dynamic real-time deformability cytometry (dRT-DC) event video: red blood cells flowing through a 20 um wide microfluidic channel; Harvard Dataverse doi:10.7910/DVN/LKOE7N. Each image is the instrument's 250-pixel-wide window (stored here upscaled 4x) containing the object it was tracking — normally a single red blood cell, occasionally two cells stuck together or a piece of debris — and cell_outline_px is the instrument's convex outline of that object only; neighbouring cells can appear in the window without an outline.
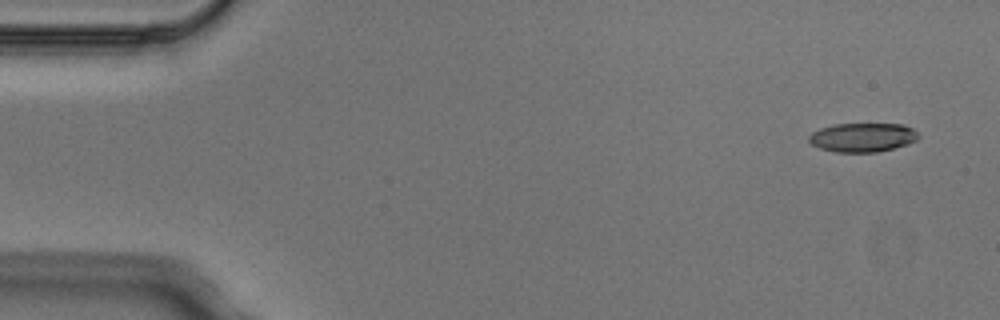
{"species": "Egyptian fruit bat (a non-hibernating species)", "species_latin": "Rousettus aegyptiacus", "temperature_condition": "cold", "stored_images_in_passage": 6, "camera_frame_rate_fps": 3000, "um_per_image_px": 0.085, "animal": {"sex": "male"}, "frame": {"image": 1, "passage_image": 1, "time_ms": 0.0, "image_size_px": [1000, 320], "cell_outline_px": [[920, 136], [916, 140], [908, 144], [876, 152], [836, 152], [820, 148], [812, 144], [808, 140], [808, 136], [812, 132], [820, 128], [832, 124], [904, 124], [912, 128]], "centroid_in_image_um": [73.3, 11.67], "position_along_channel_um": 11.7, "area_um2": 18.5}}
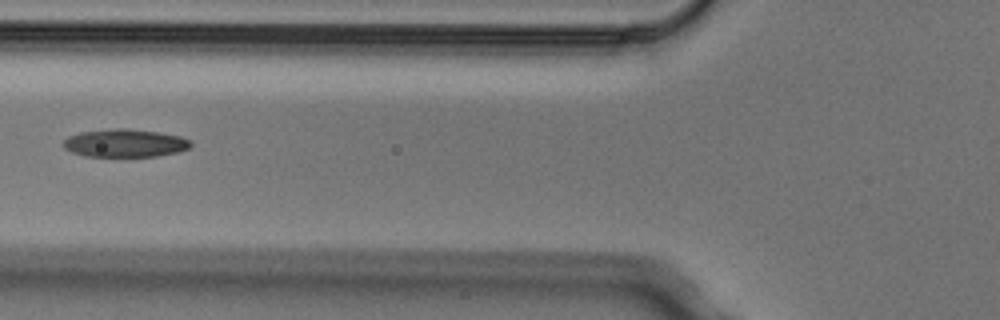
{"frame": {"image": 2, "passage_image": 5, "time_ms": 1.333, "image_size_px": [1000, 320], "cell_outline_px": [[192, 144], [188, 148], [176, 152], [156, 156], [84, 156], [72, 152], [64, 148], [64, 140], [68, 136], [80, 132], [116, 128], [128, 128], [160, 132], [180, 136], [188, 140]], "centroid_in_image_um": [10.6, 12.15], "position_along_channel_um": 115.2, "area_um2": 20.63}}
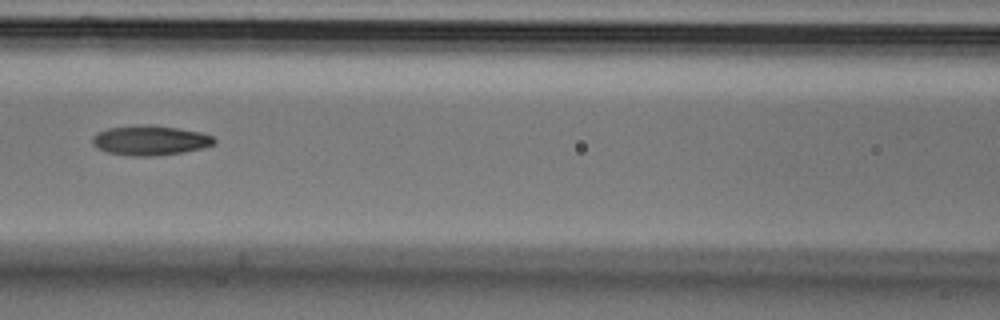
{"frame": {"image": 3, "passage_image": 6, "time_ms": 1.667, "image_size_px": [1000, 320], "cell_outline_px": [[216, 144], [204, 148], [184, 152], [156, 156], [132, 156], [108, 152], [92, 144], [92, 136], [108, 128], [140, 124], [152, 124], [200, 132], [212, 136], [216, 140]], "centroid_in_image_um": [12.8, 11.93], "position_along_channel_um": 153.8, "area_um2": 21.21}}